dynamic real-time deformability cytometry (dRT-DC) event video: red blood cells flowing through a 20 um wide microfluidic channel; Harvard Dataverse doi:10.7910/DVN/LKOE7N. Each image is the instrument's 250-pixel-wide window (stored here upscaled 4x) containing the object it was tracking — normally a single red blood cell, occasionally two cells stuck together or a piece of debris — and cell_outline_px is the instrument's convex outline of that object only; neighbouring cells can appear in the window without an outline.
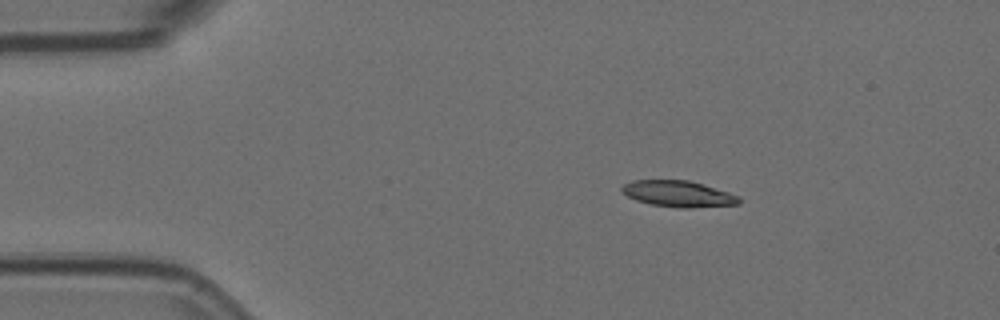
{"species": "Egyptian fruit bat (a non-hibernating species)", "species_latin": "Rousettus aegyptiacus", "temperature_condition": "room temperature", "stored_images_in_passage": 4, "camera_frame_rate_fps": 3000, "um_per_image_px": 0.085, "animal": {"sex": "female"}, "frame": {"image": 1, "passage_image": 2, "time_ms": 0.333, "image_size_px": [1000, 320], "cell_outline_px": [[740, 204], [692, 208], [680, 208], [652, 204], [636, 200], [620, 192], [620, 188], [624, 184], [632, 180], [688, 180], [704, 184], [740, 196]], "centroid_in_image_um": [57.65, 16.47], "position_along_channel_um": 27.3, "area_um2": 17.98}}
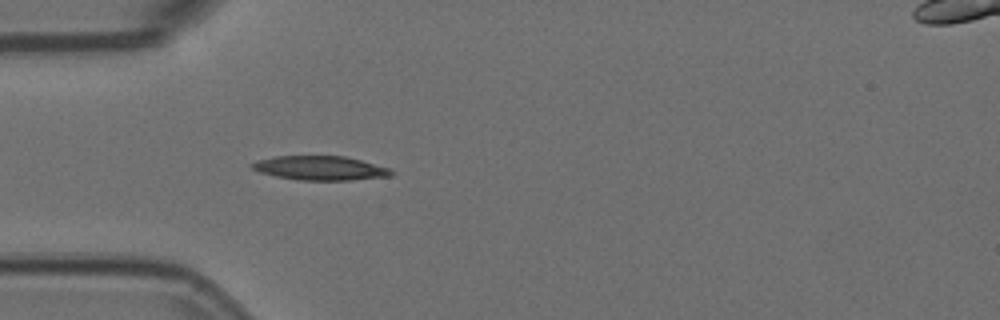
{"frame": {"image": 2, "passage_image": 4, "time_ms": 1.0, "image_size_px": [1000, 320], "cell_outline_px": [[396, 172], [392, 176], [348, 180], [296, 180], [276, 176], [260, 172], [252, 168], [248, 164], [256, 160], [276, 156], [344, 156], [360, 160], [388, 168]], "centroid_in_image_um": [27.19, 14.29], "position_along_channel_um": 57.8, "area_um2": 19.59}}